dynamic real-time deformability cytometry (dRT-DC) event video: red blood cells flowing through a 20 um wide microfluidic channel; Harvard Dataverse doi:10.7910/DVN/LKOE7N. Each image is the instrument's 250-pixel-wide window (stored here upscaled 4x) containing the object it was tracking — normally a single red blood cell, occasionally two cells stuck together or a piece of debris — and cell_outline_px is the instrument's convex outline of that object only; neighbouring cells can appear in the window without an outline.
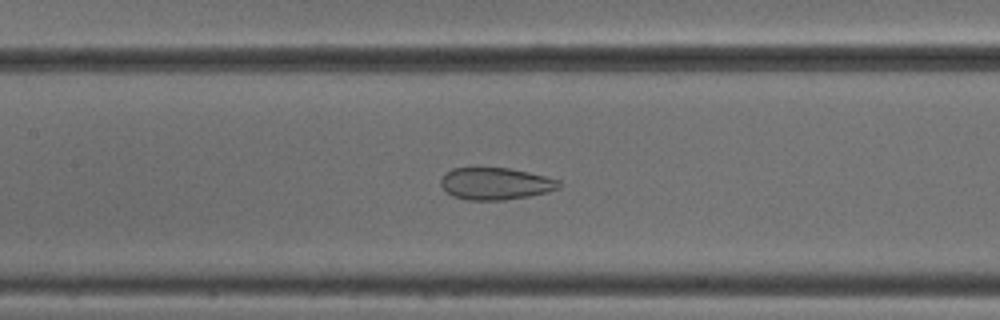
{"species": "common noctule bat (a hibernating species)", "species_latin": "Nyctalus noctula", "temperature_condition": "cold", "stored_images_in_passage": 51, "camera_frame_rate_fps": 3000, "um_per_image_px": 0.085, "animal": {"sex": "male", "body_mass_g": 18.8}, "frame": {"image": 1, "passage_image": 24, "time_ms": 7.667, "image_size_px": [1000, 320], "cell_outline_px": [[560, 188], [548, 192], [528, 196], [504, 200], [468, 200], [452, 196], [440, 184], [440, 180], [444, 172], [452, 168], [508, 168], [528, 172], [560, 180]], "centroid_in_image_um": [42.1, 15.61], "position_along_channel_um": 165.3, "area_um2": 22.08}}
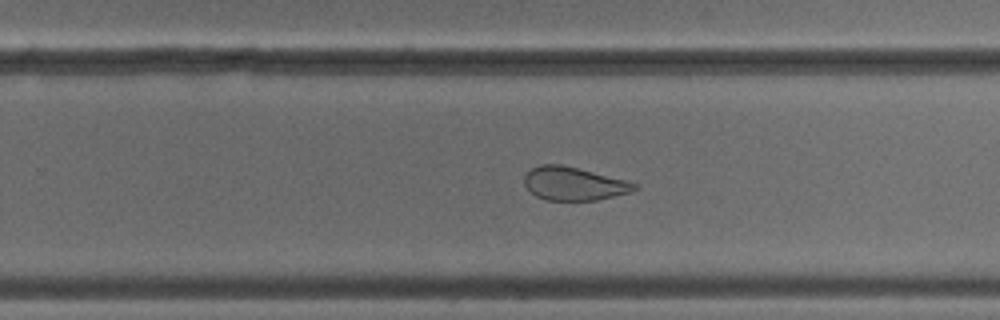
{"frame": {"image": 2, "passage_image": 33, "time_ms": 10.667, "image_size_px": [1000, 320], "cell_outline_px": [[636, 188], [632, 192], [596, 200], [544, 200], [536, 196], [524, 184], [524, 176], [532, 168], [540, 164], [560, 164], [624, 180], [636, 184]], "centroid_in_image_um": [48.73, 15.62], "position_along_channel_um": 281.1, "area_um2": 20.98}}
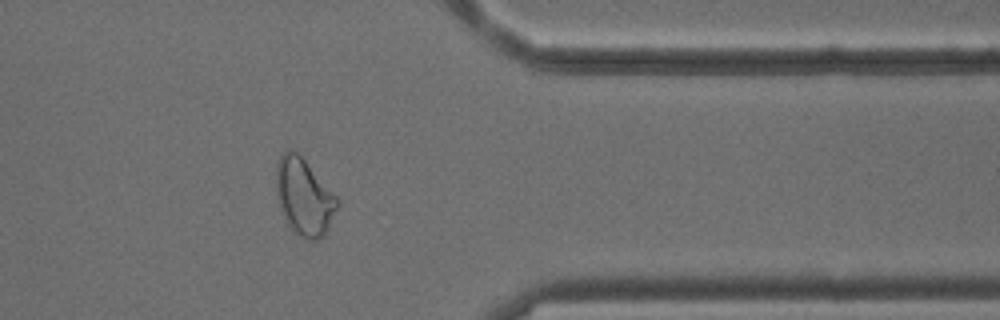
{"frame": {"image": 3, "passage_image": 42, "time_ms": 13.667, "image_size_px": [1000, 320], "cell_outline_px": [[340, 204], [324, 236], [316, 240], [308, 240], [300, 236], [288, 224], [280, 204], [276, 184], [276, 164], [280, 156], [288, 148], [292, 148], [304, 160], [340, 200]], "centroid_in_image_um": [25.87, 16.73], "position_along_channel_um": 385.5, "area_um2": 26.88}, "authors_computed_cell_mechanics": {"area_um2": 27.3972, "velocity_mm_per_s": 3.8699, "shape_relaxation_time_tau1_ms": null, "shape_relaxation_time_tau2_ms": 1.8621, "deformation_change_tau1": null, "deformation_change_tau2": 0.0783}}